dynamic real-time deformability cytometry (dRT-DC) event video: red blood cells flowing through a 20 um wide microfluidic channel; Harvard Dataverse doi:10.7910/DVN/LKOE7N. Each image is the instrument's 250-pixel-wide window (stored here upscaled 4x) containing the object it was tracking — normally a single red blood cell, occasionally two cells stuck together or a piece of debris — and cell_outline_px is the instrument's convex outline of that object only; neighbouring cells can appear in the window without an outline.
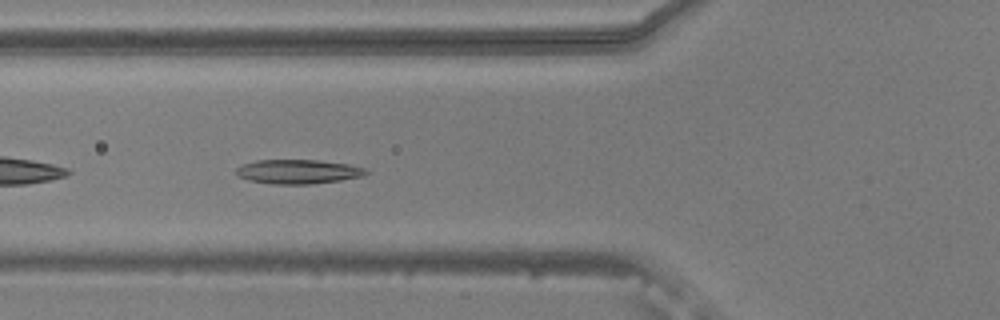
{"species": "common noctule bat (a hibernating species)", "species_latin": "Nyctalus noctula", "temperature_condition": "warm", "stored_images_in_passage": 40, "camera_frame_rate_fps": 3000, "um_per_image_px": 0.085, "animal": {"sex": "male", "body_mass_g": 20.5, "forearm_length_mm": 52.5}, "frame": {"image": 1, "passage_image": 5, "time_ms": 1.333, "image_size_px": [1000, 320], "cell_outline_px": [[368, 172], [364, 176], [340, 180], [308, 184], [272, 184], [248, 180], [236, 176], [236, 168], [244, 164], [256, 160], [316, 160], [348, 164], [364, 168]], "centroid_in_image_um": [25.3, 14.59], "position_along_channel_um": 100.5, "area_um2": 18.26}}
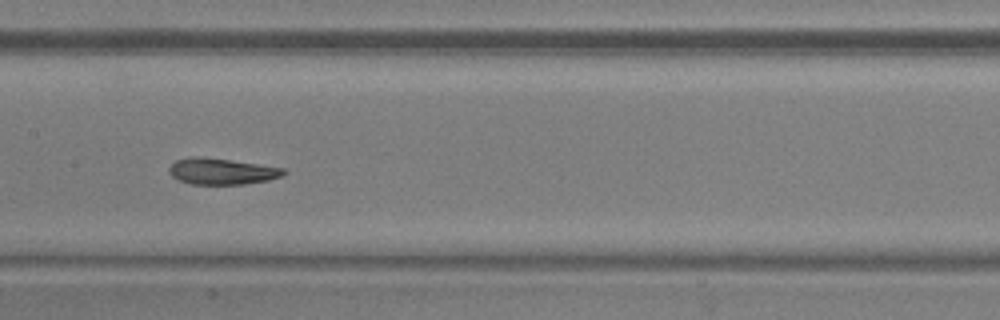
{"frame": {"image": 2, "passage_image": 12, "time_ms": 3.667, "image_size_px": [1000, 320], "cell_outline_px": [[288, 172], [284, 176], [268, 180], [244, 184], [192, 184], [176, 180], [168, 172], [168, 168], [176, 160], [196, 156], [200, 156], [284, 168]], "centroid_in_image_um": [18.84, 14.57], "position_along_channel_um": 188.6, "area_um2": 17.46}}
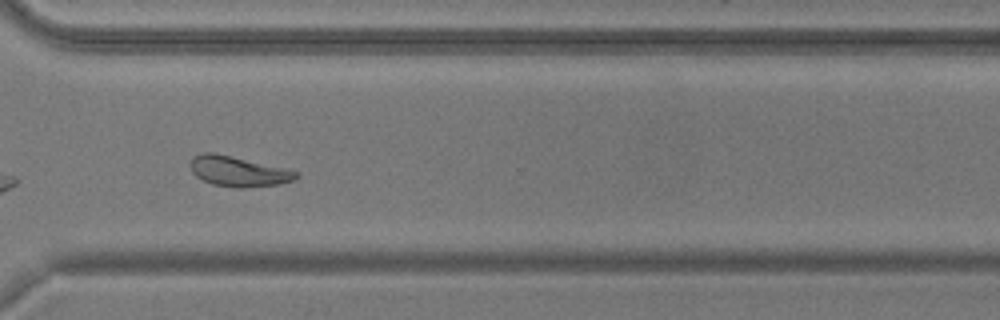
{"frame": {"image": 3, "passage_image": 25, "time_ms": 8.0, "image_size_px": [1000, 320], "cell_outline_px": [[300, 176], [292, 180], [280, 184], [244, 188], [236, 188], [212, 184], [196, 176], [192, 172], [188, 164], [192, 156], [204, 152], [216, 152], [284, 168], [300, 172]], "centroid_in_image_um": [20.22, 14.55], "position_along_channel_um": 350.4, "area_um2": 18.84}, "authors_computed_cell_mechanics": {"area_um2": 18.1781, "velocity_mm_per_s": 3.757, "shape_relaxation_time_tau1_ms": 10.7204, "shape_relaxation_time_tau2_ms": 2.8416, "deformation_change_tau1": 0.2308, "deformation_change_tau2": 0.0949}}